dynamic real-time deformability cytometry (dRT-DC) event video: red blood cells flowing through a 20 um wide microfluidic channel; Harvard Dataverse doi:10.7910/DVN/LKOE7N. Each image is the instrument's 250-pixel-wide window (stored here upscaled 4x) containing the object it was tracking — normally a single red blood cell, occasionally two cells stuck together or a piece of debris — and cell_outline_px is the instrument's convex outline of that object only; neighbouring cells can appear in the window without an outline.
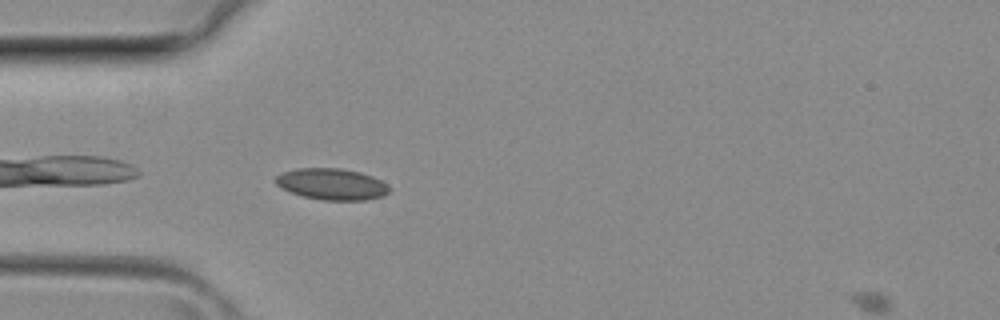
{"species": "common noctule bat (a hibernating species)", "species_latin": "Nyctalus noctula", "temperature_condition": "room temperature", "stored_images_in_passage": 28, "camera_frame_rate_fps": 3000, "um_per_image_px": 0.085, "animal": {"sex": "female", "body_mass_g": 29.2, "forearm_length_mm": 56.3}, "frame": {"image": 1, "passage_image": 1, "time_ms": 0.0, "image_size_px": [1000, 320], "cell_outline_px": [[392, 188], [384, 196], [364, 200], [320, 200], [304, 196], [292, 192], [276, 184], [272, 180], [276, 176], [284, 172], [296, 168], [340, 168], [360, 172], [372, 176], [388, 184]], "centroid_in_image_um": [28.23, 15.65], "position_along_channel_um": 56.8, "area_um2": 20.81}}
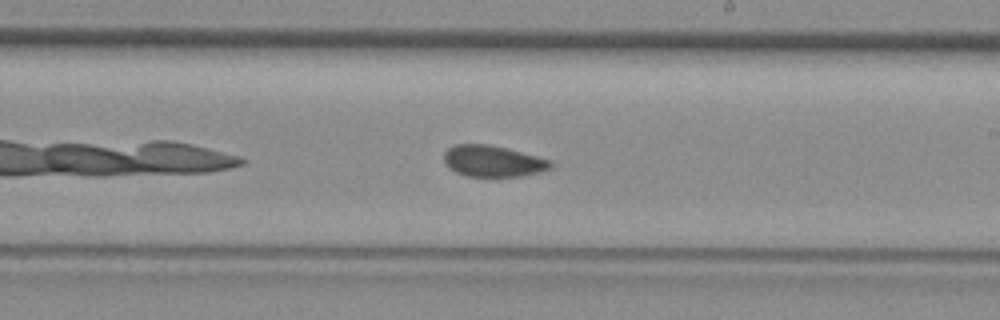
{"frame": {"image": 2, "passage_image": 12, "time_ms": 3.667, "image_size_px": [1000, 320], "cell_outline_px": [[552, 168], [540, 172], [520, 176], [464, 176], [448, 168], [444, 164], [444, 152], [448, 148], [456, 144], [488, 144], [508, 148], [552, 160]], "centroid_in_image_um": [41.89, 13.69], "position_along_channel_um": 247.1, "area_um2": 19.65}}
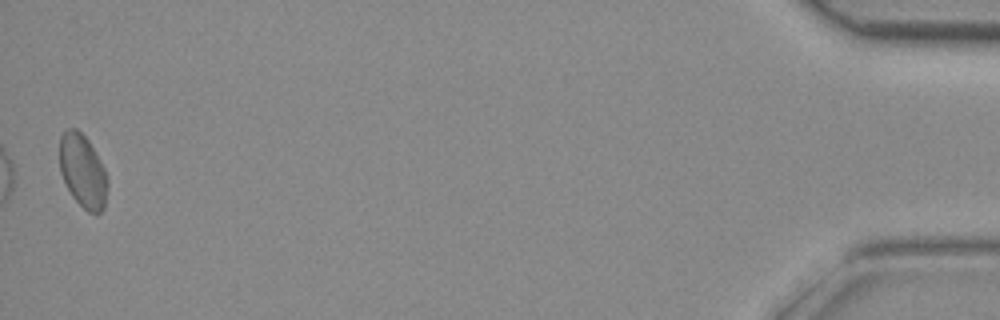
{"frame": {"image": 3, "passage_image": 28, "time_ms": 9.0, "image_size_px": [1000, 320], "cell_outline_px": [[108, 184], [104, 208], [96, 216], [88, 212], [72, 196], [60, 172], [60, 136], [68, 128], [76, 128], [88, 140], [104, 168], [108, 176]], "centroid_in_image_um": [7.05, 14.57], "position_along_channel_um": 428.1, "area_um2": 20.4}}